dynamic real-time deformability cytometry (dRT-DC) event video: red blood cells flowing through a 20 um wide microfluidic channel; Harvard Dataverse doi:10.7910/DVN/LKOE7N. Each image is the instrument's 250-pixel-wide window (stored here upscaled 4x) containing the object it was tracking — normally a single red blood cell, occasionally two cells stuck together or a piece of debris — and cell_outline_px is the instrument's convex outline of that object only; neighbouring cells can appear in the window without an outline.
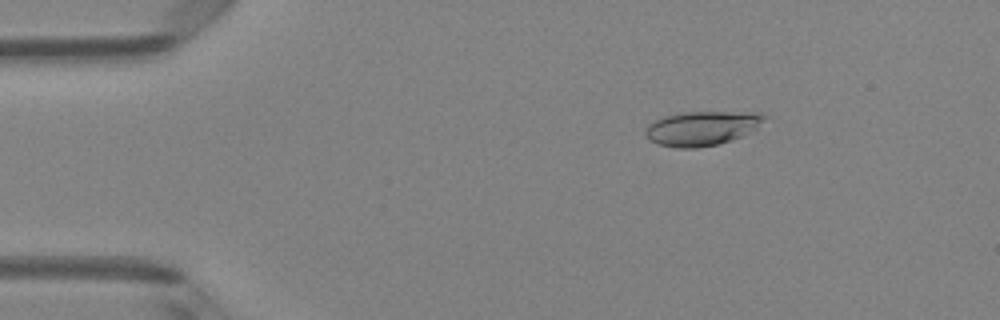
{"species": "Egyptian fruit bat (a non-hibernating species)", "species_latin": "Rousettus aegyptiacus", "temperature_condition": "room temperature", "stored_images_in_passage": 5, "camera_frame_rate_fps": 3000, "um_per_image_px": 0.085, "animal": {"sex": "female"}, "frame": {"image": 1, "passage_image": 3, "time_ms": 0.667, "image_size_px": [1000, 320], "cell_outline_px": [[772, 116], [756, 128], [732, 140], [720, 144], [696, 148], [676, 148], [656, 144], [648, 140], [644, 136], [644, 132], [648, 124], [652, 120], [664, 116], [680, 112], [764, 112]], "centroid_in_image_um": [59.66, 10.89], "position_along_channel_um": 25.3, "area_um2": 24.45}}
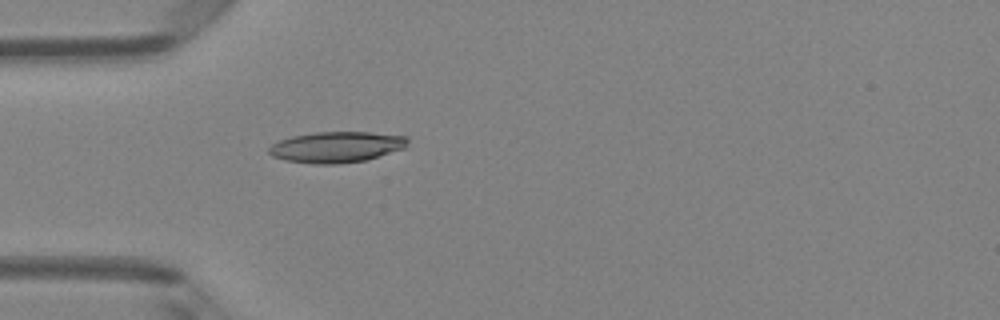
{"frame": {"image": 2, "passage_image": 5, "time_ms": 1.333, "image_size_px": [1000, 320], "cell_outline_px": [[408, 140], [404, 148], [364, 160], [336, 164], [316, 164], [284, 160], [272, 156], [268, 152], [268, 148], [272, 144], [280, 140], [292, 136], [316, 132], [372, 132], [408, 136]], "centroid_in_image_um": [28.57, 12.49], "position_along_channel_um": 56.4, "area_um2": 24.85}}